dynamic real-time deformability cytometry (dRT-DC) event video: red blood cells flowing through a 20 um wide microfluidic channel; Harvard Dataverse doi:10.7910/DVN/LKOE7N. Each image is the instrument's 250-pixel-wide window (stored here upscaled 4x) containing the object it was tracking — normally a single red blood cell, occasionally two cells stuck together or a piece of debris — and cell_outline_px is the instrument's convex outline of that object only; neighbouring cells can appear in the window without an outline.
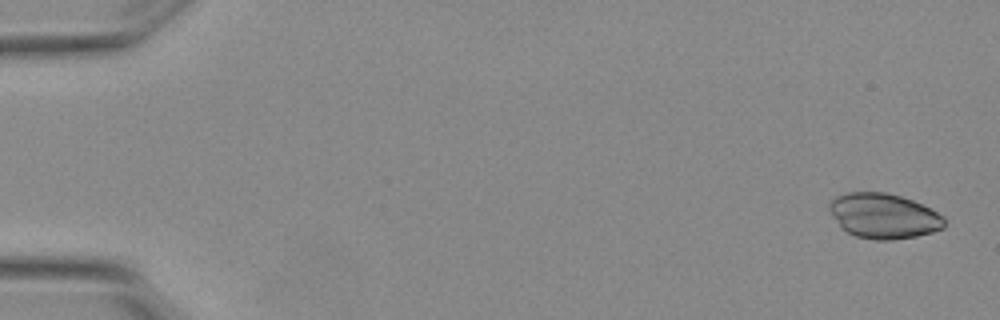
{"species": "Egyptian fruit bat (a non-hibernating species)", "species_latin": "Rousettus aegyptiacus", "temperature_condition": "warm", "stored_images_in_passage": 4, "camera_frame_rate_fps": 3000, "um_per_image_px": 0.085, "animal": {"sex": "female"}, "frame": {"image": 1, "passage_image": 1, "time_ms": 0.0, "image_size_px": [1000, 320], "cell_outline_px": [[944, 228], [932, 232], [916, 236], [892, 240], [876, 240], [856, 236], [848, 232], [840, 224], [828, 208], [828, 204], [836, 196], [848, 192], [884, 192], [900, 196], [912, 200], [944, 216]], "centroid_in_image_um": [75.12, 18.35], "position_along_channel_um": 9.9, "area_um2": 29.82}}
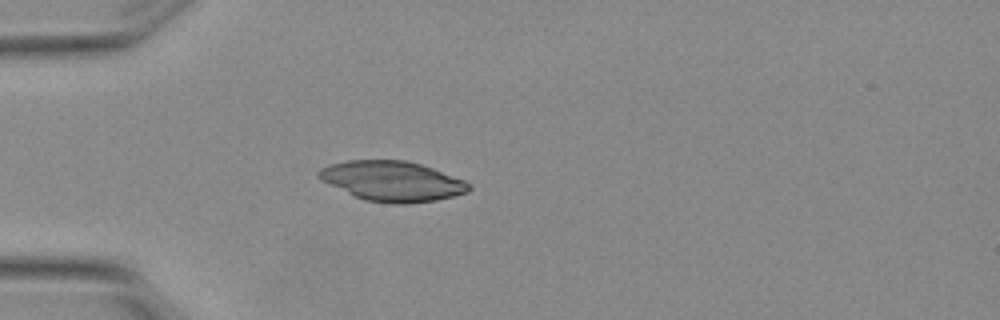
{"frame": {"image": 2, "passage_image": 4, "time_ms": 1.0, "image_size_px": [1000, 320], "cell_outline_px": [[472, 188], [468, 192], [436, 200], [408, 204], [396, 204], [364, 200], [320, 180], [316, 176], [316, 172], [320, 168], [332, 164], [348, 160], [404, 160], [420, 164], [432, 168], [464, 180]], "centroid_in_image_um": [33.32, 15.4], "position_along_channel_um": 51.7, "area_um2": 34.85}}